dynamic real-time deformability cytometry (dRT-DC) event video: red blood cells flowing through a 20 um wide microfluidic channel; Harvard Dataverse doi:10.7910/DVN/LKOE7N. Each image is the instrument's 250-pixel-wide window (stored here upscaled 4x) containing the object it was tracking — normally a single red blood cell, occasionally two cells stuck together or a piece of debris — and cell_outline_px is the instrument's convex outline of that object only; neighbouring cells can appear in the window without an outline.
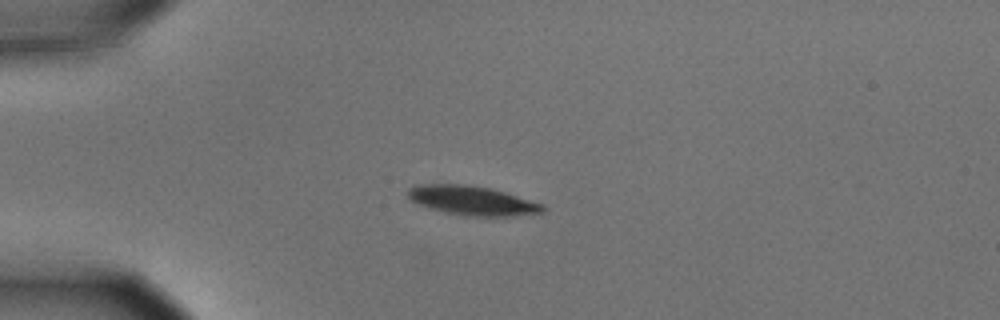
{"species": "common noctule bat (a hibernating species)", "species_latin": "Nyctalus noctula", "temperature_condition": "cold", "stored_images_in_passage": 55, "camera_frame_rate_fps": 3000, "um_per_image_px": 0.085, "animal": {"sex": "male", "body_mass_g": 15.6}, "frame": {"image": 1, "passage_image": 14, "time_ms": 4.333, "image_size_px": [1000, 320], "cell_outline_px": [[548, 208], [544, 212], [508, 216], [472, 216], [444, 212], [428, 208], [412, 200], [408, 196], [408, 188], [416, 184], [468, 184], [492, 188], [544, 204]], "centroid_in_image_um": [40.16, 17.03], "position_along_channel_um": 44.8, "area_um2": 23.06}}
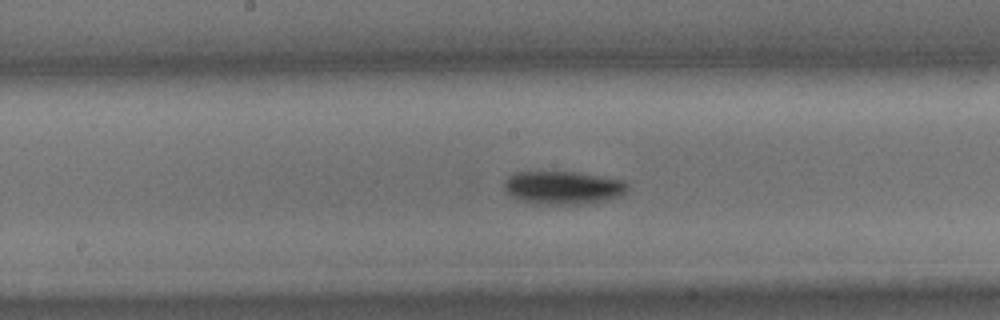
{"frame": {"image": 2, "passage_image": 29, "time_ms": 9.333, "image_size_px": [1000, 320], "cell_outline_px": [[628, 188], [620, 196], [604, 200], [580, 204], [532, 204], [520, 200], [512, 196], [504, 188], [504, 180], [508, 176], [516, 172], [576, 172], [624, 180], [628, 184]], "centroid_in_image_um": [47.83, 15.95], "position_along_channel_um": 200.4, "area_um2": 23.76}}
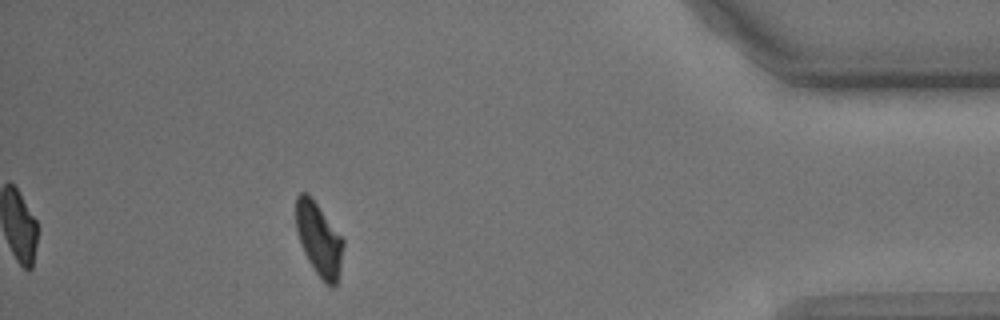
{"frame": {"image": 3, "passage_image": 50, "time_ms": 16.333, "image_size_px": [1000, 320], "cell_outline_px": [[344, 244], [336, 284], [332, 288], [316, 272], [308, 260], [304, 252], [296, 228], [296, 196], [300, 192], [308, 192], [344, 240]], "centroid_in_image_um": [27.09, 20.28], "position_along_channel_um": 408.1, "area_um2": 19.65}, "authors_computed_cell_mechanics": {"area_um2": 21.7906, "velocity_mm_per_s": 3.6053, "shape_relaxation_time_tau1_ms": 3.1286, "shape_relaxation_time_tau2_ms": 6.2951, "deformation_change_tau1": 0.1584, "deformation_change_tau2": 0.0818}}